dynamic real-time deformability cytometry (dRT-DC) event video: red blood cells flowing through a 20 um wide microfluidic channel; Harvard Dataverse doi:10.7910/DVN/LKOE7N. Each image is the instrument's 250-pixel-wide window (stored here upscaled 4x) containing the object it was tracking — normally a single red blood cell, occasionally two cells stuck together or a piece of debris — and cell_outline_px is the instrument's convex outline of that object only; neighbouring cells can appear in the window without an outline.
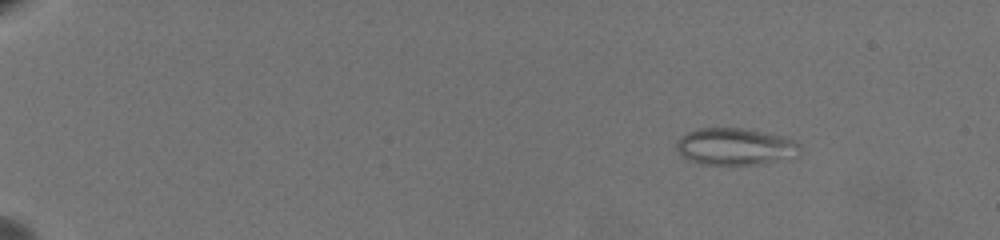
{"species": "common noctule bat (a hibernating species)", "species_latin": "Nyctalus noctula", "temperature_condition": "warm", "stored_images_in_passage": 64, "camera_frame_rate_fps": 3000, "um_per_image_px": 0.085, "animal": {"sex": "female", "body_mass_g": 19.5, "forearm_length_mm": 54.1}, "frame": {"image": 1, "passage_image": 9, "time_ms": 2.667, "image_size_px": [1000, 240], "cell_outline_px": [[800, 156], [764, 164], [704, 164], [680, 156], [676, 148], [676, 140], [680, 136], [696, 128], [744, 128], [780, 136], [792, 140], [800, 144]], "centroid_in_image_um": [62.49, 12.46], "position_along_channel_um": 22.5, "area_um2": 26.7}}
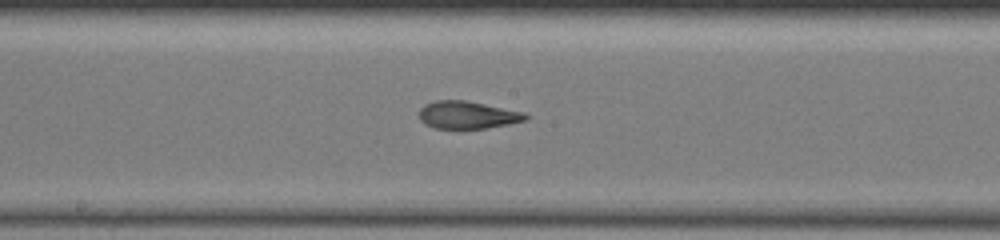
{"frame": {"image": 2, "passage_image": 38, "time_ms": 12.333, "image_size_px": [1000, 240], "cell_outline_px": [[532, 116], [528, 120], [488, 128], [436, 128], [424, 124], [420, 120], [420, 108], [424, 104], [436, 100], [464, 100], [524, 112]], "centroid_in_image_um": [39.76, 9.77], "position_along_channel_um": 208.4, "area_um2": 17.11}}
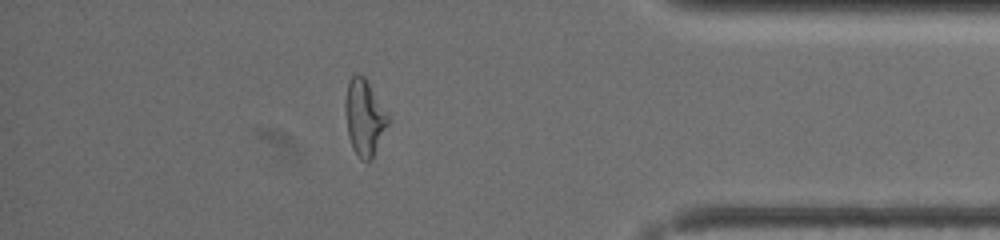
{"frame": {"image": 3, "passage_image": 57, "time_ms": 18.667, "image_size_px": [1000, 240], "cell_outline_px": [[388, 124], [372, 160], [368, 164], [360, 160], [356, 156], [352, 148], [348, 136], [344, 108], [344, 100], [348, 80], [356, 72], [364, 76], [388, 116]], "centroid_in_image_um": [30.93, 10.03], "position_along_channel_um": 404.3, "area_um2": 19.13}, "authors_computed_cell_mechanics": {"area_um2": 19.941, "velocity_mm_per_s": 3.4532, "shape_relaxation_time_tau1_ms": null, "shape_relaxation_time_tau2_ms": 1.8836, "deformation_change_tau1": null, "deformation_change_tau2": 0.105}}